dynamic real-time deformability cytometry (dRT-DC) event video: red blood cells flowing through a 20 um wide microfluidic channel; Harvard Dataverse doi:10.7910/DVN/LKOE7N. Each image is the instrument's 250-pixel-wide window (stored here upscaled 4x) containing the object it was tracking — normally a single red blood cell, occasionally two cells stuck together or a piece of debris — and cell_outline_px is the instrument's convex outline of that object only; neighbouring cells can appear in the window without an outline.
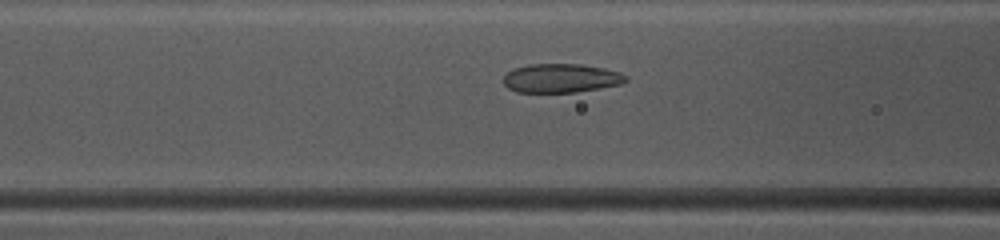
{"species": "common noctule bat (a hibernating species)", "species_latin": "Nyctalus noctula", "temperature_condition": "warm", "stored_images_in_passage": 45, "camera_frame_rate_fps": 3000, "um_per_image_px": 0.085, "animal": {"sex": "female", "body_mass_g": 10.0, "forearm_length_mm": 53.1}, "frame": {"image": 1, "passage_image": 20, "time_ms": 6.333, "image_size_px": [1000, 240], "cell_outline_px": [[628, 80], [620, 84], [600, 88], [576, 92], [516, 92], [508, 88], [504, 84], [504, 76], [508, 72], [516, 68], [528, 64], [580, 64], [604, 68], [620, 72], [628, 76]], "centroid_in_image_um": [47.71, 6.64], "position_along_channel_um": 118.9, "area_um2": 20.58}}
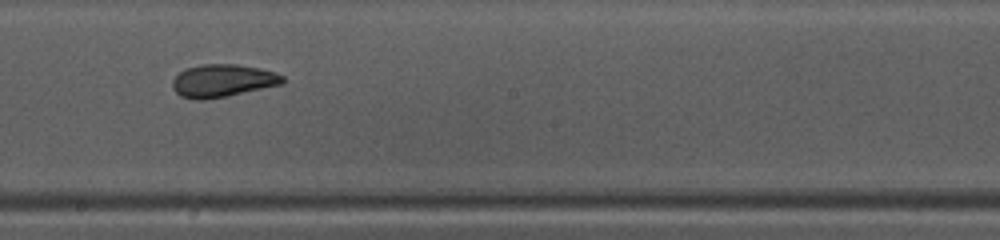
{"frame": {"image": 2, "passage_image": 28, "time_ms": 9.0, "image_size_px": [1000, 240], "cell_outline_px": [[284, 84], [228, 96], [204, 100], [196, 100], [180, 96], [172, 88], [172, 80], [184, 68], [200, 64], [236, 64], [260, 68], [276, 72], [284, 76]], "centroid_in_image_um": [18.93, 6.86], "position_along_channel_um": 229.3, "area_um2": 21.33}}
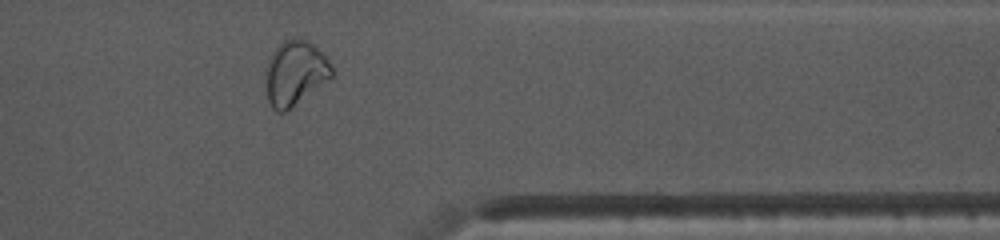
{"frame": {"image": 3, "passage_image": 40, "time_ms": 13.0, "image_size_px": [1000, 240], "cell_outline_px": [[332, 76], [284, 112], [276, 112], [272, 108], [268, 100], [264, 88], [264, 72], [268, 60], [276, 44], [284, 40], [304, 36], [328, 56], [332, 64]], "centroid_in_image_um": [25.04, 6.14], "position_along_channel_um": 386.4, "area_um2": 25.43}, "authors_computed_cell_mechanics": {"area_um2": 22.5998, "velocity_mm_per_s": 4.121, "shape_relaxation_time_tau1_ms": 6.0811, "shape_relaxation_time_tau2_ms": 1.3756, "deformation_change_tau1": 0.1599, "deformation_change_tau2": 0.0694}}